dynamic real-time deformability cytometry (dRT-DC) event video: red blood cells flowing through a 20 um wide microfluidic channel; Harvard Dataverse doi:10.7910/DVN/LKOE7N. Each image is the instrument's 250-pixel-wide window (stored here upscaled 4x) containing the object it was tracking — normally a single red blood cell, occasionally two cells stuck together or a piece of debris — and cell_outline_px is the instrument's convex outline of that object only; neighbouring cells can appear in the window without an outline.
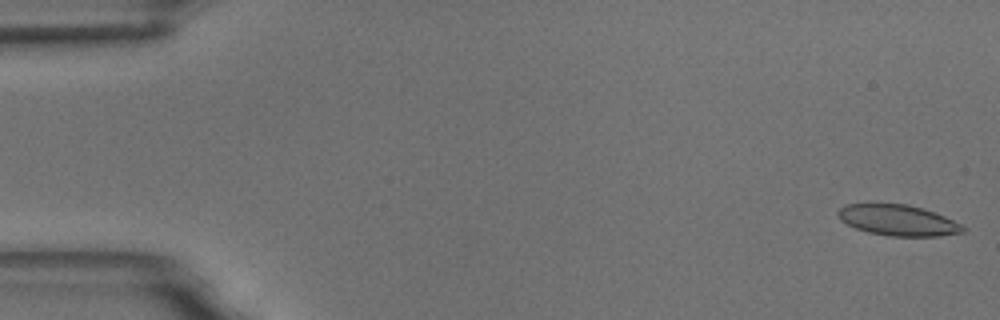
{"species": "common noctule bat (a hibernating species)", "species_latin": "Nyctalus noctula", "temperature_condition": "room temperature", "stored_images_in_passage": 58, "camera_frame_rate_fps": 3000, "um_per_image_px": 0.085, "animal": {"sex": "male", "body_mass_g": 18.8}, "frame": {"image": 1, "passage_image": 1, "time_ms": 0.0, "image_size_px": [1000, 320], "cell_outline_px": [[968, 228], [964, 232], [940, 236], [888, 236], [868, 232], [856, 228], [840, 220], [836, 216], [836, 212], [844, 204], [908, 204], [944, 216]], "centroid_in_image_um": [76.3, 18.73], "position_along_channel_um": 8.7, "area_um2": 22.37}}
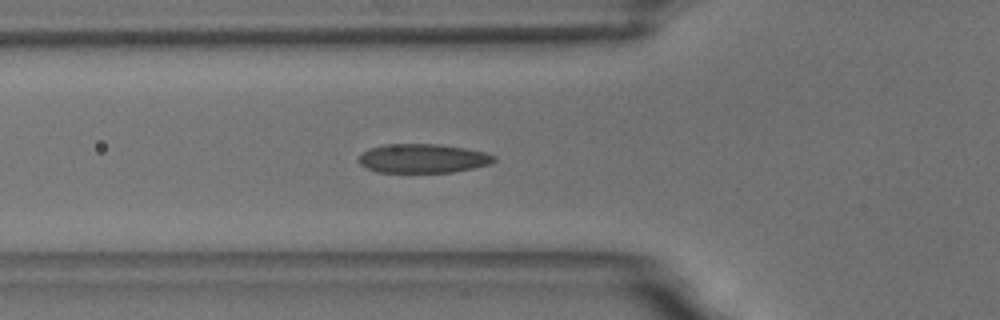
{"frame": {"image": 2, "passage_image": 20, "time_ms": 6.333, "image_size_px": [1000, 320], "cell_outline_px": [[496, 160], [488, 164], [472, 168], [452, 172], [376, 172], [364, 168], [356, 160], [368, 148], [384, 144], [436, 144], [464, 148], [488, 152], [496, 156]], "centroid_in_image_um": [35.91, 13.46], "position_along_channel_um": 89.9, "area_um2": 23.0}}
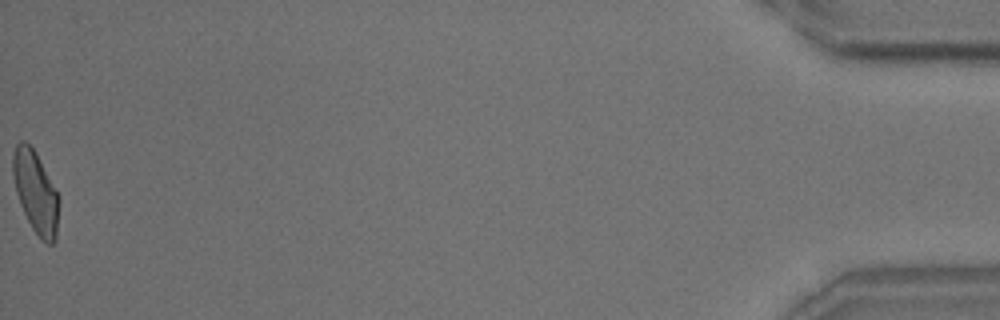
{"frame": {"image": 3, "passage_image": 58, "time_ms": 19.0, "image_size_px": [1000, 320], "cell_outline_px": [[60, 200], [56, 240], [52, 244], [48, 244], [40, 240], [32, 228], [20, 204], [16, 192], [12, 172], [12, 156], [16, 144], [20, 140], [24, 140], [36, 152], [60, 196]], "centroid_in_image_um": [3.05, 16.34], "position_along_channel_um": 432.2, "area_um2": 22.31}, "authors_computed_cell_mechanics": {"area_um2": 22.7443, "velocity_mm_per_s": 3.4805, "shape_relaxation_time_tau1_ms": 7.8239, "shape_relaxation_time_tau2_ms": 1.6705, "deformation_change_tau1": 0.1682, "deformation_change_tau2": 0.0815}}